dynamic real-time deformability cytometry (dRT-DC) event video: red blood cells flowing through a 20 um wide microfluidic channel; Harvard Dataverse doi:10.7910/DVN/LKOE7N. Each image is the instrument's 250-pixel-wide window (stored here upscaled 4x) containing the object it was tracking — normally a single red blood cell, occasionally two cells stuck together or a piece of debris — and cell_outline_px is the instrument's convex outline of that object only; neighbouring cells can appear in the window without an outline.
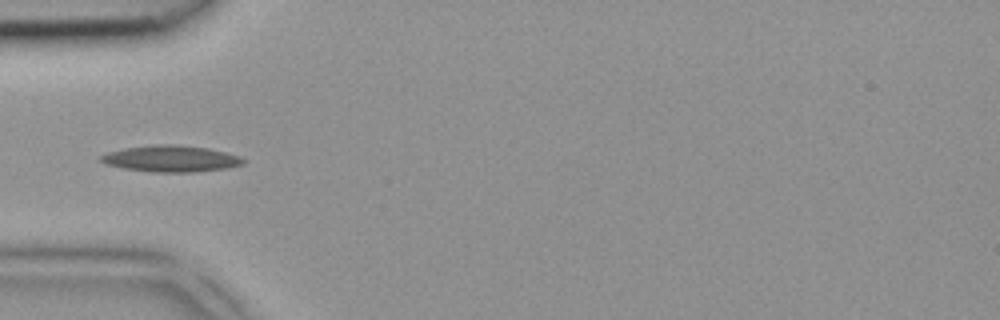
{"species": "common noctule bat (a hibernating species)", "species_latin": "Nyctalus noctula", "temperature_condition": "room temperature", "stored_images_in_passage": 5, "camera_frame_rate_fps": 3000, "um_per_image_px": 0.085, "animal": {"sex": "female", "body_mass_g": 18.4}, "frame": {"image": 1, "passage_image": 5, "time_ms": 1.333, "image_size_px": [1000, 320], "cell_outline_px": [[244, 164], [228, 168], [196, 172], [152, 172], [124, 168], [104, 164], [100, 160], [100, 156], [108, 152], [124, 148], [156, 144], [176, 144], [208, 148], [240, 156], [244, 160]], "centroid_in_image_um": [14.53, 13.49], "position_along_channel_um": 70.5, "area_um2": 21.96}}